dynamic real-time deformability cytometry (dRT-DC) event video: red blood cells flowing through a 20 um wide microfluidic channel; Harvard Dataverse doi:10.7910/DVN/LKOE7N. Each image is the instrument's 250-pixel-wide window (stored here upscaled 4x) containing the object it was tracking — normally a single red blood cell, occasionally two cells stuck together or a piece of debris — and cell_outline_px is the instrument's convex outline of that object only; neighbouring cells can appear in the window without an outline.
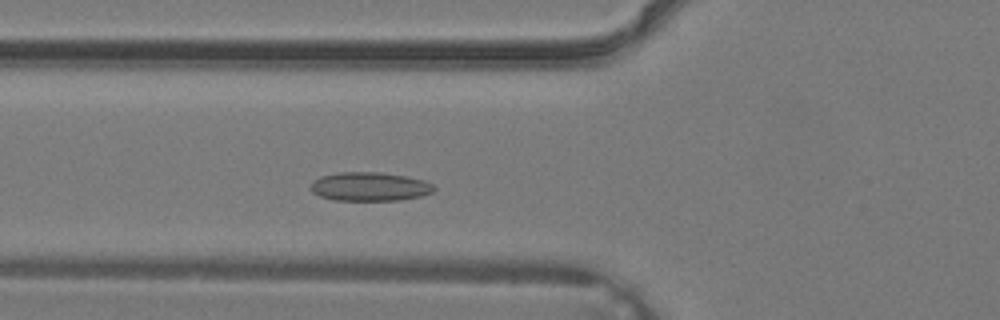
{"species": "common noctule bat (a hibernating species)", "species_latin": "Nyctalus noctula", "temperature_condition": "warm", "stored_images_in_passage": 32, "camera_frame_rate_fps": 3000, "um_per_image_px": 0.085, "animal": {"sex": "male", "body_mass_g": 19.2, "forearm_length_mm": 51.8}, "frame": {"image": 1, "passage_image": 8, "time_ms": 2.333, "image_size_px": [1000, 320], "cell_outline_px": [[436, 188], [432, 192], [420, 196], [400, 200], [336, 200], [320, 196], [312, 192], [308, 188], [312, 180], [320, 176], [340, 172], [380, 172], [408, 176], [424, 180], [432, 184]], "centroid_in_image_um": [31.39, 15.85], "position_along_channel_um": 94.4, "area_um2": 20.87}}
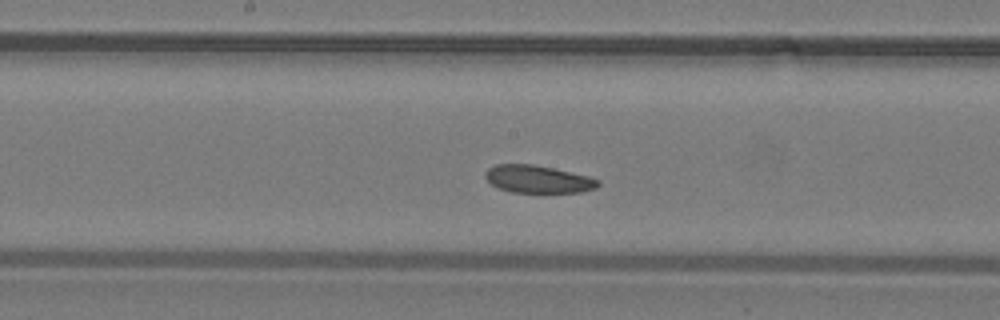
{"frame": {"image": 2, "passage_image": 14, "time_ms": 4.333, "image_size_px": [1000, 320], "cell_outline_px": [[600, 184], [596, 188], [580, 192], [512, 192], [496, 188], [484, 176], [484, 172], [488, 168], [496, 164], [532, 164], [552, 168], [588, 176], [600, 180]], "centroid_in_image_um": [45.7, 15.23], "position_along_channel_um": 202.5, "area_um2": 18.09}}
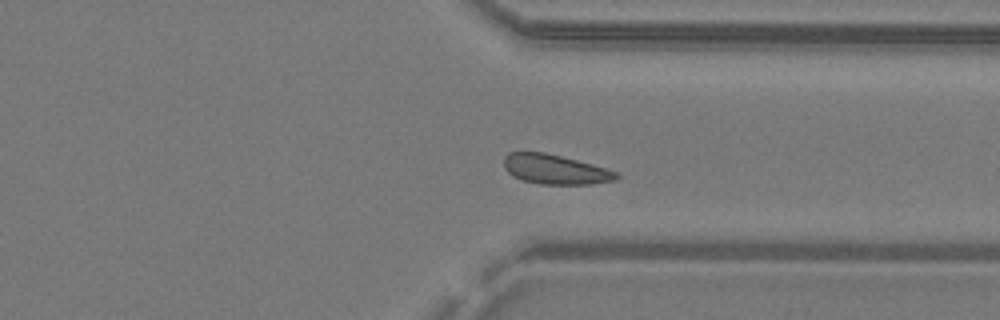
{"frame": {"image": 3, "passage_image": 23, "time_ms": 7.333, "image_size_px": [1000, 320], "cell_outline_px": [[620, 176], [616, 180], [592, 184], [540, 184], [524, 180], [512, 176], [504, 168], [504, 156], [508, 152], [544, 152], [592, 164], [616, 172]], "centroid_in_image_um": [47.16, 14.4], "position_along_channel_um": 364.2, "area_um2": 19.31}}